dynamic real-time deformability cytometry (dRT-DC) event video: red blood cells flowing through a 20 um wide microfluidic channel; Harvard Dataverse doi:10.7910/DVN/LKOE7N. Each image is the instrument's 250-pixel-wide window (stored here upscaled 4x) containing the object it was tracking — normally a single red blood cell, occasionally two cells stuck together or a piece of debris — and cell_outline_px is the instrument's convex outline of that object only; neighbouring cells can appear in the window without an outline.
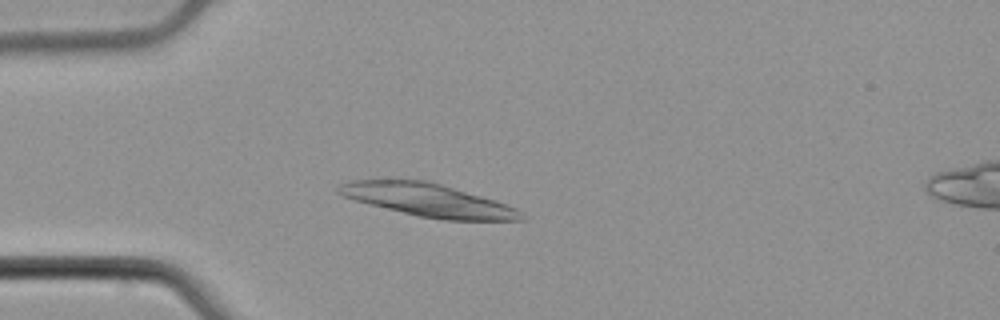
{"species": "common noctule bat (a hibernating species)", "species_latin": "Nyctalus noctula", "temperature_condition": "cold", "stored_images_in_passage": 5, "camera_frame_rate_fps": 3000, "um_per_image_px": 0.085, "animal": {"sex": "male", "body_mass_g": 21.5, "forearm_length_mm": 52.0}, "frame": {"image": 1, "passage_image": 5, "time_ms": 1.333, "image_size_px": [1000, 320], "cell_outline_px": [[524, 220], [444, 220], [416, 216], [368, 204], [344, 196], [336, 192], [336, 188], [340, 184], [352, 180], [428, 180], [496, 200], [508, 204], [516, 208], [524, 216]], "centroid_in_image_um": [36.39, 17.01], "position_along_channel_um": 48.6, "area_um2": 34.97}}